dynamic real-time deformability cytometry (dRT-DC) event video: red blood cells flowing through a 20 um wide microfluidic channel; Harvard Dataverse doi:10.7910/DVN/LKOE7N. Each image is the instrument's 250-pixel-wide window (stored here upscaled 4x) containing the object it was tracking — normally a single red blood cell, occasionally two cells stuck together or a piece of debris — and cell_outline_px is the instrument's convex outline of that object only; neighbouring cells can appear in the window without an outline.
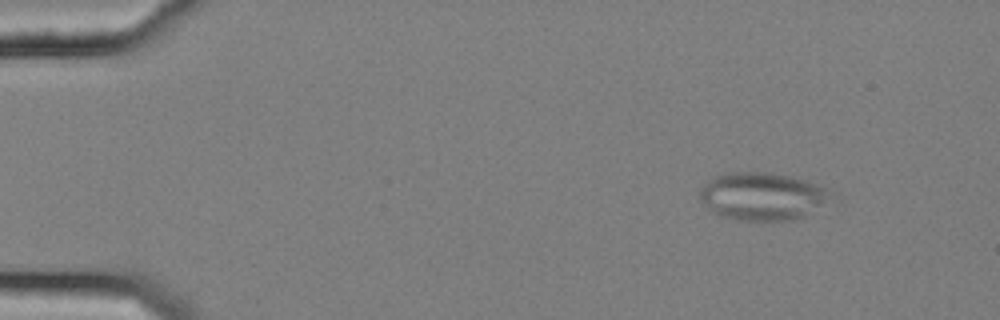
{"species": "common noctule bat (a hibernating species)", "species_latin": "Nyctalus noctula", "temperature_condition": "cold", "stored_images_in_passage": 16, "camera_frame_rate_fps": 3000, "um_per_image_px": 0.085, "animal": {"sex": "female", "body_mass_g": 25.1}, "frame": {"image": 1, "passage_image": 3, "time_ms": 0.667, "image_size_px": [1000, 320], "cell_outline_px": [[832, 192], [820, 204], [804, 216], [796, 220], [736, 220], [720, 216], [712, 212], [700, 200], [700, 188], [708, 180], [716, 176], [728, 172], [768, 172], [792, 176], [816, 184]], "centroid_in_image_um": [64.7, 16.68], "position_along_channel_um": 20.3, "area_um2": 36.01}}
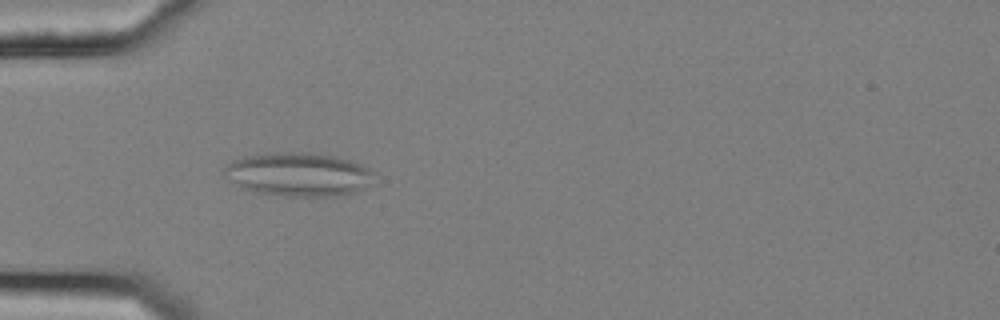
{"frame": {"image": 2, "passage_image": 14, "time_ms": 4.333, "image_size_px": [1000, 320], "cell_outline_px": [[376, 172], [368, 184], [356, 192], [340, 196], [284, 196], [252, 192], [240, 188], [224, 176], [224, 168], [232, 160], [244, 156], [276, 152], [308, 152], [332, 156], [352, 160]], "centroid_in_image_um": [25.34, 14.83], "position_along_channel_um": 59.7, "area_um2": 38.44}}